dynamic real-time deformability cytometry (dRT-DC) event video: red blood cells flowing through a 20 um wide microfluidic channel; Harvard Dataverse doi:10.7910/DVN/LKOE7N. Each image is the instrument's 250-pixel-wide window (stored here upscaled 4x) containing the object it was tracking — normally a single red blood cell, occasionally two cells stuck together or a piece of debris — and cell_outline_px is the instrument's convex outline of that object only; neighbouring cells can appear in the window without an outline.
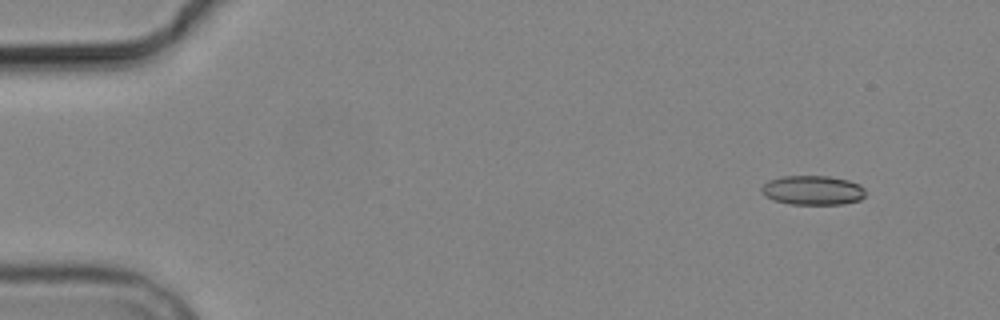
{"species": "common noctule bat (a hibernating species)", "species_latin": "Nyctalus noctula", "temperature_condition": "cold", "stored_images_in_passage": 9, "camera_frame_rate_fps": 3000, "um_per_image_px": 0.085, "animal": {"sex": "male", "body_mass_g": 19.2, "forearm_length_mm": 51.8}, "frame": {"image": 1, "passage_image": 2, "time_ms": 1.333, "image_size_px": [1000, 320], "cell_outline_px": [[864, 196], [860, 200], [844, 204], [788, 204], [772, 200], [764, 196], [760, 192], [760, 188], [768, 180], [784, 176], [828, 176], [848, 180], [860, 184], [864, 188]], "centroid_in_image_um": [69.05, 16.17], "position_along_channel_um": 16.0, "area_um2": 17.98}}
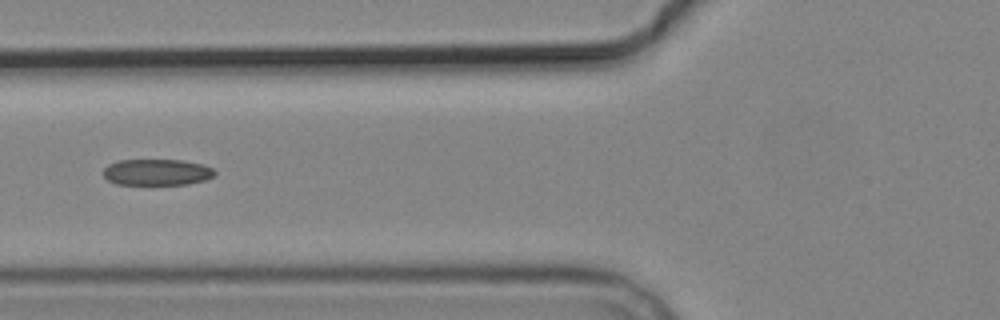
{"frame": {"image": 2, "passage_image": 6, "time_ms": 7.0, "image_size_px": [1000, 320], "cell_outline_px": [[216, 172], [212, 176], [204, 180], [188, 184], [116, 184], [108, 180], [104, 176], [104, 168], [108, 164], [120, 160], [180, 160], [200, 164], [212, 168]], "centroid_in_image_um": [13.31, 14.63], "position_along_channel_um": 112.5, "area_um2": 16.82}}
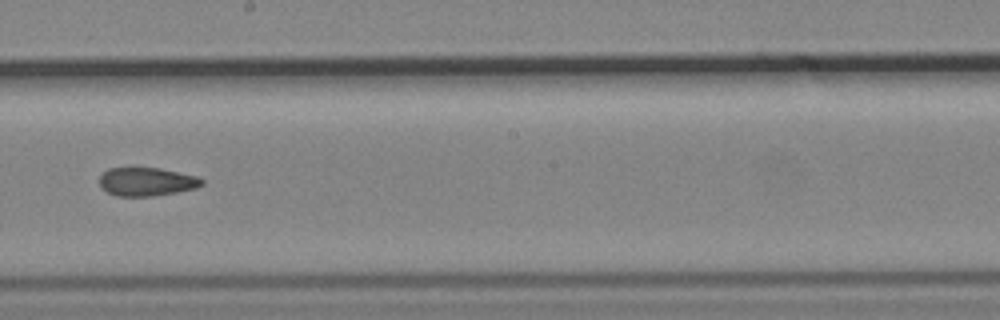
{"frame": {"image": 3, "passage_image": 9, "time_ms": 10.333, "image_size_px": [1000, 320], "cell_outline_px": [[204, 184], [196, 188], [176, 192], [152, 196], [116, 196], [108, 192], [100, 184], [100, 176], [108, 168], [132, 164], [136, 164], [160, 168], [196, 176], [204, 180]], "centroid_in_image_um": [12.43, 15.38], "position_along_channel_um": 235.8, "area_um2": 17.63}}